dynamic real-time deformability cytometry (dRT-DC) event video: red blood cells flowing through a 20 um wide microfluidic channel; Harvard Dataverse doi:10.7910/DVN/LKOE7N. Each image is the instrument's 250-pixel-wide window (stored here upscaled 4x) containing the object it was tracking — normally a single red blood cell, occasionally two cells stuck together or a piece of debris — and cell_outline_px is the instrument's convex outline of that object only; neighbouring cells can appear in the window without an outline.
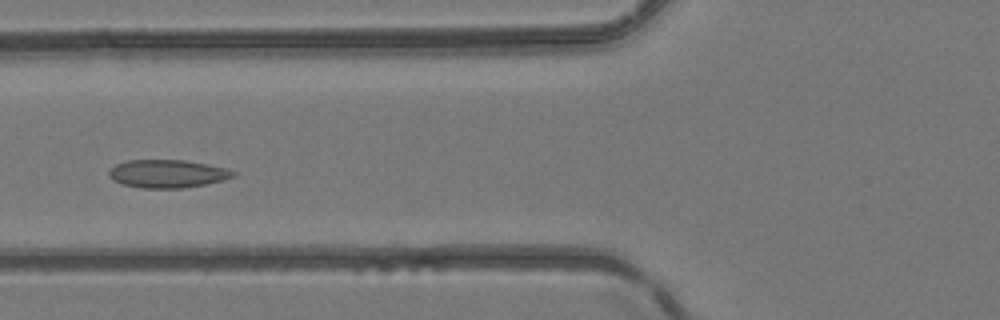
{"species": "common noctule bat (a hibernating species)", "species_latin": "Nyctalus noctula", "temperature_condition": "room temperature", "stored_images_in_passage": 3, "camera_frame_rate_fps": 3000, "um_per_image_px": 0.085, "animal": {"sex": "female", "body_mass_g": 24.6, "forearm_length_mm": 56.2}, "frame": {"image": 1, "passage_image": 3, "time_ms": 2.333, "image_size_px": [1000, 320], "cell_outline_px": [[236, 176], [204, 184], [184, 188], [144, 188], [124, 184], [112, 180], [108, 176], [108, 172], [116, 164], [128, 160], [184, 160], [208, 164], [224, 168], [236, 172]], "centroid_in_image_um": [14.21, 14.76], "position_along_channel_um": 111.6, "area_um2": 20.11}}